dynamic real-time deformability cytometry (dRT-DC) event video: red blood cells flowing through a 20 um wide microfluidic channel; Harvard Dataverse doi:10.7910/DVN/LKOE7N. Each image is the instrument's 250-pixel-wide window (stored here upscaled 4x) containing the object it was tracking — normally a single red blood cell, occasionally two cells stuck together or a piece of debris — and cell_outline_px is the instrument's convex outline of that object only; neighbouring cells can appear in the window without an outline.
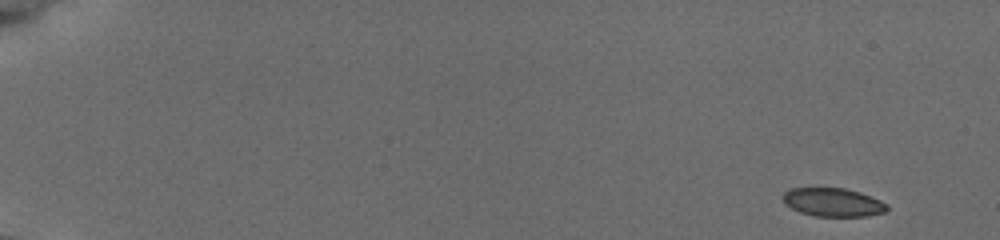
{"species": "common noctule bat (a hibernating species)", "species_latin": "Nyctalus noctula", "temperature_condition": "cold", "stored_images_in_passage": 53, "camera_frame_rate_fps": 3000, "um_per_image_px": 0.085, "animal": {"sex": "female", "body_mass_g": 19.5, "forearm_length_mm": 54.1}, "frame": {"image": 1, "passage_image": 1, "time_ms": 0.0, "image_size_px": [1000, 240], "cell_outline_px": [[888, 208], [884, 212], [868, 216], [816, 216], [800, 212], [784, 204], [784, 192], [788, 188], [844, 188], [860, 192], [880, 200], [888, 204]], "centroid_in_image_um": [70.81, 17.19], "position_along_channel_um": 14.2, "area_um2": 17.22}}
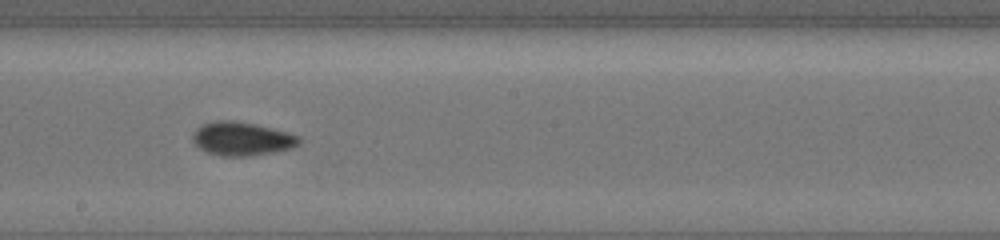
{"frame": {"image": 2, "passage_image": 31, "time_ms": 10.0, "image_size_px": [1000, 240], "cell_outline_px": [[300, 144], [292, 148], [276, 152], [252, 156], [220, 156], [208, 152], [200, 148], [192, 140], [192, 132], [200, 124], [216, 120], [232, 120], [256, 124], [288, 132], [300, 136]], "centroid_in_image_um": [20.56, 11.79], "position_along_channel_um": 227.6, "area_um2": 21.15}}
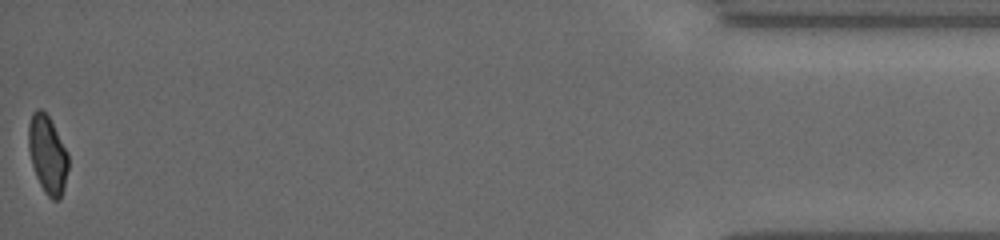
{"frame": {"image": 3, "passage_image": 53, "time_ms": 17.333, "image_size_px": [1000, 240], "cell_outline_px": [[68, 168], [64, 188], [60, 200], [52, 200], [44, 192], [36, 176], [32, 164], [28, 148], [28, 124], [32, 112], [36, 108], [40, 108], [48, 116], [68, 152]], "centroid_in_image_um": [4.03, 13.14], "position_along_channel_um": 431.2, "area_um2": 18.15}, "authors_computed_cell_mechanics": {"area_um2": 19.1318, "velocity_mm_per_s": 3.8284, "shape_relaxation_time_tau1_ms": 4.3046, "shape_relaxation_time_tau2_ms": 1.9847, "deformation_change_tau1": 0.1097, "deformation_change_tau2": 0.0531}}